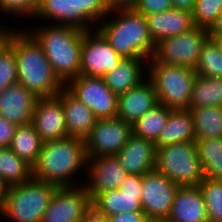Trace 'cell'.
<instances>
[{
    "label": "cell",
    "mask_w": 222,
    "mask_h": 222,
    "mask_svg": "<svg viewBox=\"0 0 222 222\" xmlns=\"http://www.w3.org/2000/svg\"><path fill=\"white\" fill-rule=\"evenodd\" d=\"M87 162L85 140L68 136L43 142L32 175L57 187L81 186L84 182H78L76 175L83 170L80 174L86 176Z\"/></svg>",
    "instance_id": "obj_1"
},
{
    "label": "cell",
    "mask_w": 222,
    "mask_h": 222,
    "mask_svg": "<svg viewBox=\"0 0 222 222\" xmlns=\"http://www.w3.org/2000/svg\"><path fill=\"white\" fill-rule=\"evenodd\" d=\"M8 45L17 61V83L37 98L56 96L65 85L55 75L42 46L25 29H15Z\"/></svg>",
    "instance_id": "obj_2"
},
{
    "label": "cell",
    "mask_w": 222,
    "mask_h": 222,
    "mask_svg": "<svg viewBox=\"0 0 222 222\" xmlns=\"http://www.w3.org/2000/svg\"><path fill=\"white\" fill-rule=\"evenodd\" d=\"M99 24L96 29L123 59L148 61L154 56L156 45L148 33L146 16L132 7L110 9Z\"/></svg>",
    "instance_id": "obj_3"
},
{
    "label": "cell",
    "mask_w": 222,
    "mask_h": 222,
    "mask_svg": "<svg viewBox=\"0 0 222 222\" xmlns=\"http://www.w3.org/2000/svg\"><path fill=\"white\" fill-rule=\"evenodd\" d=\"M35 28V29H34ZM27 31L42 46L55 75L66 85L80 75L84 30L71 25L45 24Z\"/></svg>",
    "instance_id": "obj_4"
},
{
    "label": "cell",
    "mask_w": 222,
    "mask_h": 222,
    "mask_svg": "<svg viewBox=\"0 0 222 222\" xmlns=\"http://www.w3.org/2000/svg\"><path fill=\"white\" fill-rule=\"evenodd\" d=\"M57 188L33 177L21 184L8 186L0 215L8 222H41Z\"/></svg>",
    "instance_id": "obj_5"
},
{
    "label": "cell",
    "mask_w": 222,
    "mask_h": 222,
    "mask_svg": "<svg viewBox=\"0 0 222 222\" xmlns=\"http://www.w3.org/2000/svg\"><path fill=\"white\" fill-rule=\"evenodd\" d=\"M147 78L152 82L158 103L173 110L189 109L196 72L191 67L148 60Z\"/></svg>",
    "instance_id": "obj_6"
},
{
    "label": "cell",
    "mask_w": 222,
    "mask_h": 222,
    "mask_svg": "<svg viewBox=\"0 0 222 222\" xmlns=\"http://www.w3.org/2000/svg\"><path fill=\"white\" fill-rule=\"evenodd\" d=\"M108 11L103 0H40L34 20L36 18L45 20L48 24L71 25L87 31L96 29Z\"/></svg>",
    "instance_id": "obj_7"
},
{
    "label": "cell",
    "mask_w": 222,
    "mask_h": 222,
    "mask_svg": "<svg viewBox=\"0 0 222 222\" xmlns=\"http://www.w3.org/2000/svg\"><path fill=\"white\" fill-rule=\"evenodd\" d=\"M154 169L179 186H198L205 178L196 142L156 148Z\"/></svg>",
    "instance_id": "obj_8"
},
{
    "label": "cell",
    "mask_w": 222,
    "mask_h": 222,
    "mask_svg": "<svg viewBox=\"0 0 222 222\" xmlns=\"http://www.w3.org/2000/svg\"><path fill=\"white\" fill-rule=\"evenodd\" d=\"M208 39V30L195 26L185 33L162 39L156 44L152 58L156 62L194 69Z\"/></svg>",
    "instance_id": "obj_9"
},
{
    "label": "cell",
    "mask_w": 222,
    "mask_h": 222,
    "mask_svg": "<svg viewBox=\"0 0 222 222\" xmlns=\"http://www.w3.org/2000/svg\"><path fill=\"white\" fill-rule=\"evenodd\" d=\"M65 87L91 109L97 119L117 117L118 95L106 86L103 77L79 75Z\"/></svg>",
    "instance_id": "obj_10"
},
{
    "label": "cell",
    "mask_w": 222,
    "mask_h": 222,
    "mask_svg": "<svg viewBox=\"0 0 222 222\" xmlns=\"http://www.w3.org/2000/svg\"><path fill=\"white\" fill-rule=\"evenodd\" d=\"M143 175H130L118 189L98 194L92 201V212L101 218L125 212H143L141 203Z\"/></svg>",
    "instance_id": "obj_11"
},
{
    "label": "cell",
    "mask_w": 222,
    "mask_h": 222,
    "mask_svg": "<svg viewBox=\"0 0 222 222\" xmlns=\"http://www.w3.org/2000/svg\"><path fill=\"white\" fill-rule=\"evenodd\" d=\"M91 212V199L83 185L58 187L41 222H84Z\"/></svg>",
    "instance_id": "obj_12"
},
{
    "label": "cell",
    "mask_w": 222,
    "mask_h": 222,
    "mask_svg": "<svg viewBox=\"0 0 222 222\" xmlns=\"http://www.w3.org/2000/svg\"><path fill=\"white\" fill-rule=\"evenodd\" d=\"M132 134V125L118 117L97 119L85 139L88 158L116 156Z\"/></svg>",
    "instance_id": "obj_13"
},
{
    "label": "cell",
    "mask_w": 222,
    "mask_h": 222,
    "mask_svg": "<svg viewBox=\"0 0 222 222\" xmlns=\"http://www.w3.org/2000/svg\"><path fill=\"white\" fill-rule=\"evenodd\" d=\"M179 185L157 170L143 175L142 210L150 220L165 221L170 214Z\"/></svg>",
    "instance_id": "obj_14"
},
{
    "label": "cell",
    "mask_w": 222,
    "mask_h": 222,
    "mask_svg": "<svg viewBox=\"0 0 222 222\" xmlns=\"http://www.w3.org/2000/svg\"><path fill=\"white\" fill-rule=\"evenodd\" d=\"M123 58L109 45L97 30H84L81 47L80 75L103 77L112 71Z\"/></svg>",
    "instance_id": "obj_15"
},
{
    "label": "cell",
    "mask_w": 222,
    "mask_h": 222,
    "mask_svg": "<svg viewBox=\"0 0 222 222\" xmlns=\"http://www.w3.org/2000/svg\"><path fill=\"white\" fill-rule=\"evenodd\" d=\"M127 176L117 156L88 158L83 186L92 201L98 194L118 189Z\"/></svg>",
    "instance_id": "obj_16"
},
{
    "label": "cell",
    "mask_w": 222,
    "mask_h": 222,
    "mask_svg": "<svg viewBox=\"0 0 222 222\" xmlns=\"http://www.w3.org/2000/svg\"><path fill=\"white\" fill-rule=\"evenodd\" d=\"M32 124L43 142L68 137L62 101L57 96L38 98Z\"/></svg>",
    "instance_id": "obj_17"
},
{
    "label": "cell",
    "mask_w": 222,
    "mask_h": 222,
    "mask_svg": "<svg viewBox=\"0 0 222 222\" xmlns=\"http://www.w3.org/2000/svg\"><path fill=\"white\" fill-rule=\"evenodd\" d=\"M37 100L22 84L10 85L0 92V116L17 126L31 124Z\"/></svg>",
    "instance_id": "obj_18"
},
{
    "label": "cell",
    "mask_w": 222,
    "mask_h": 222,
    "mask_svg": "<svg viewBox=\"0 0 222 222\" xmlns=\"http://www.w3.org/2000/svg\"><path fill=\"white\" fill-rule=\"evenodd\" d=\"M157 104L156 91L146 78L138 86L118 95L117 117L132 125Z\"/></svg>",
    "instance_id": "obj_19"
},
{
    "label": "cell",
    "mask_w": 222,
    "mask_h": 222,
    "mask_svg": "<svg viewBox=\"0 0 222 222\" xmlns=\"http://www.w3.org/2000/svg\"><path fill=\"white\" fill-rule=\"evenodd\" d=\"M116 156L128 174L144 175L155 168L156 147L154 142L132 133Z\"/></svg>",
    "instance_id": "obj_20"
},
{
    "label": "cell",
    "mask_w": 222,
    "mask_h": 222,
    "mask_svg": "<svg viewBox=\"0 0 222 222\" xmlns=\"http://www.w3.org/2000/svg\"><path fill=\"white\" fill-rule=\"evenodd\" d=\"M146 21L148 33L155 45L162 39L177 36L195 27L190 11L175 8L147 15Z\"/></svg>",
    "instance_id": "obj_21"
},
{
    "label": "cell",
    "mask_w": 222,
    "mask_h": 222,
    "mask_svg": "<svg viewBox=\"0 0 222 222\" xmlns=\"http://www.w3.org/2000/svg\"><path fill=\"white\" fill-rule=\"evenodd\" d=\"M56 96L62 101L68 136L85 140L91 134L97 121L93 111L66 87Z\"/></svg>",
    "instance_id": "obj_22"
},
{
    "label": "cell",
    "mask_w": 222,
    "mask_h": 222,
    "mask_svg": "<svg viewBox=\"0 0 222 222\" xmlns=\"http://www.w3.org/2000/svg\"><path fill=\"white\" fill-rule=\"evenodd\" d=\"M165 222H208L199 186H179Z\"/></svg>",
    "instance_id": "obj_23"
},
{
    "label": "cell",
    "mask_w": 222,
    "mask_h": 222,
    "mask_svg": "<svg viewBox=\"0 0 222 222\" xmlns=\"http://www.w3.org/2000/svg\"><path fill=\"white\" fill-rule=\"evenodd\" d=\"M147 66L146 59H123L116 68L107 72L103 79L113 93L120 95L138 86L147 78V71L145 72Z\"/></svg>",
    "instance_id": "obj_24"
},
{
    "label": "cell",
    "mask_w": 222,
    "mask_h": 222,
    "mask_svg": "<svg viewBox=\"0 0 222 222\" xmlns=\"http://www.w3.org/2000/svg\"><path fill=\"white\" fill-rule=\"evenodd\" d=\"M195 142L193 117L189 109L172 110L166 125L154 142L155 147Z\"/></svg>",
    "instance_id": "obj_25"
},
{
    "label": "cell",
    "mask_w": 222,
    "mask_h": 222,
    "mask_svg": "<svg viewBox=\"0 0 222 222\" xmlns=\"http://www.w3.org/2000/svg\"><path fill=\"white\" fill-rule=\"evenodd\" d=\"M194 123L195 140L222 138V107L189 108Z\"/></svg>",
    "instance_id": "obj_26"
},
{
    "label": "cell",
    "mask_w": 222,
    "mask_h": 222,
    "mask_svg": "<svg viewBox=\"0 0 222 222\" xmlns=\"http://www.w3.org/2000/svg\"><path fill=\"white\" fill-rule=\"evenodd\" d=\"M42 146L43 141L31 123L17 126L9 148L18 157L33 166L38 160Z\"/></svg>",
    "instance_id": "obj_27"
},
{
    "label": "cell",
    "mask_w": 222,
    "mask_h": 222,
    "mask_svg": "<svg viewBox=\"0 0 222 222\" xmlns=\"http://www.w3.org/2000/svg\"><path fill=\"white\" fill-rule=\"evenodd\" d=\"M212 106L222 107V78L197 75L189 108Z\"/></svg>",
    "instance_id": "obj_28"
},
{
    "label": "cell",
    "mask_w": 222,
    "mask_h": 222,
    "mask_svg": "<svg viewBox=\"0 0 222 222\" xmlns=\"http://www.w3.org/2000/svg\"><path fill=\"white\" fill-rule=\"evenodd\" d=\"M0 176L7 186L29 181L32 166L18 157L9 147L0 148Z\"/></svg>",
    "instance_id": "obj_29"
},
{
    "label": "cell",
    "mask_w": 222,
    "mask_h": 222,
    "mask_svg": "<svg viewBox=\"0 0 222 222\" xmlns=\"http://www.w3.org/2000/svg\"><path fill=\"white\" fill-rule=\"evenodd\" d=\"M195 142L205 178L222 181V138Z\"/></svg>",
    "instance_id": "obj_30"
},
{
    "label": "cell",
    "mask_w": 222,
    "mask_h": 222,
    "mask_svg": "<svg viewBox=\"0 0 222 222\" xmlns=\"http://www.w3.org/2000/svg\"><path fill=\"white\" fill-rule=\"evenodd\" d=\"M173 109L158 103L148 110L139 120L132 124V133L135 136L155 142L167 123Z\"/></svg>",
    "instance_id": "obj_31"
},
{
    "label": "cell",
    "mask_w": 222,
    "mask_h": 222,
    "mask_svg": "<svg viewBox=\"0 0 222 222\" xmlns=\"http://www.w3.org/2000/svg\"><path fill=\"white\" fill-rule=\"evenodd\" d=\"M198 186L205 202L208 222H222V181L204 178Z\"/></svg>",
    "instance_id": "obj_32"
},
{
    "label": "cell",
    "mask_w": 222,
    "mask_h": 222,
    "mask_svg": "<svg viewBox=\"0 0 222 222\" xmlns=\"http://www.w3.org/2000/svg\"><path fill=\"white\" fill-rule=\"evenodd\" d=\"M194 71L200 76L222 78V55L211 39L203 45Z\"/></svg>",
    "instance_id": "obj_33"
},
{
    "label": "cell",
    "mask_w": 222,
    "mask_h": 222,
    "mask_svg": "<svg viewBox=\"0 0 222 222\" xmlns=\"http://www.w3.org/2000/svg\"><path fill=\"white\" fill-rule=\"evenodd\" d=\"M191 13L195 26L209 30L222 13V0H196Z\"/></svg>",
    "instance_id": "obj_34"
},
{
    "label": "cell",
    "mask_w": 222,
    "mask_h": 222,
    "mask_svg": "<svg viewBox=\"0 0 222 222\" xmlns=\"http://www.w3.org/2000/svg\"><path fill=\"white\" fill-rule=\"evenodd\" d=\"M39 5L40 0H0V12L3 15H11L10 17H20L22 20H33L32 18L36 16Z\"/></svg>",
    "instance_id": "obj_35"
},
{
    "label": "cell",
    "mask_w": 222,
    "mask_h": 222,
    "mask_svg": "<svg viewBox=\"0 0 222 222\" xmlns=\"http://www.w3.org/2000/svg\"><path fill=\"white\" fill-rule=\"evenodd\" d=\"M17 61L13 49L7 44L0 51V92L17 83Z\"/></svg>",
    "instance_id": "obj_36"
},
{
    "label": "cell",
    "mask_w": 222,
    "mask_h": 222,
    "mask_svg": "<svg viewBox=\"0 0 222 222\" xmlns=\"http://www.w3.org/2000/svg\"><path fill=\"white\" fill-rule=\"evenodd\" d=\"M132 8L145 16L173 8L171 0H136Z\"/></svg>",
    "instance_id": "obj_37"
},
{
    "label": "cell",
    "mask_w": 222,
    "mask_h": 222,
    "mask_svg": "<svg viewBox=\"0 0 222 222\" xmlns=\"http://www.w3.org/2000/svg\"><path fill=\"white\" fill-rule=\"evenodd\" d=\"M16 128L17 125L0 116V148L10 146Z\"/></svg>",
    "instance_id": "obj_38"
},
{
    "label": "cell",
    "mask_w": 222,
    "mask_h": 222,
    "mask_svg": "<svg viewBox=\"0 0 222 222\" xmlns=\"http://www.w3.org/2000/svg\"><path fill=\"white\" fill-rule=\"evenodd\" d=\"M108 222H150L144 212L118 213L106 218Z\"/></svg>",
    "instance_id": "obj_39"
},
{
    "label": "cell",
    "mask_w": 222,
    "mask_h": 222,
    "mask_svg": "<svg viewBox=\"0 0 222 222\" xmlns=\"http://www.w3.org/2000/svg\"><path fill=\"white\" fill-rule=\"evenodd\" d=\"M4 25L5 26H2L0 24V51L3 50L4 47L8 44L10 36L14 32V30L16 28H19V27L12 28L13 26L10 27L8 24H7L8 27L6 26V24Z\"/></svg>",
    "instance_id": "obj_40"
},
{
    "label": "cell",
    "mask_w": 222,
    "mask_h": 222,
    "mask_svg": "<svg viewBox=\"0 0 222 222\" xmlns=\"http://www.w3.org/2000/svg\"><path fill=\"white\" fill-rule=\"evenodd\" d=\"M110 9L132 7L136 0H103Z\"/></svg>",
    "instance_id": "obj_41"
},
{
    "label": "cell",
    "mask_w": 222,
    "mask_h": 222,
    "mask_svg": "<svg viewBox=\"0 0 222 222\" xmlns=\"http://www.w3.org/2000/svg\"><path fill=\"white\" fill-rule=\"evenodd\" d=\"M173 8L183 9L192 12L195 6L196 0H171Z\"/></svg>",
    "instance_id": "obj_42"
},
{
    "label": "cell",
    "mask_w": 222,
    "mask_h": 222,
    "mask_svg": "<svg viewBox=\"0 0 222 222\" xmlns=\"http://www.w3.org/2000/svg\"><path fill=\"white\" fill-rule=\"evenodd\" d=\"M209 37H222V13L217 17L215 23L208 30Z\"/></svg>",
    "instance_id": "obj_43"
},
{
    "label": "cell",
    "mask_w": 222,
    "mask_h": 222,
    "mask_svg": "<svg viewBox=\"0 0 222 222\" xmlns=\"http://www.w3.org/2000/svg\"><path fill=\"white\" fill-rule=\"evenodd\" d=\"M7 189V184L3 181L0 176V207L2 206L3 200L5 199V196L7 194Z\"/></svg>",
    "instance_id": "obj_44"
},
{
    "label": "cell",
    "mask_w": 222,
    "mask_h": 222,
    "mask_svg": "<svg viewBox=\"0 0 222 222\" xmlns=\"http://www.w3.org/2000/svg\"><path fill=\"white\" fill-rule=\"evenodd\" d=\"M84 222H108L105 218H101L98 217L97 215H95L93 212H91L86 219L84 220Z\"/></svg>",
    "instance_id": "obj_45"
},
{
    "label": "cell",
    "mask_w": 222,
    "mask_h": 222,
    "mask_svg": "<svg viewBox=\"0 0 222 222\" xmlns=\"http://www.w3.org/2000/svg\"><path fill=\"white\" fill-rule=\"evenodd\" d=\"M219 49L220 54L222 55V37H209Z\"/></svg>",
    "instance_id": "obj_46"
},
{
    "label": "cell",
    "mask_w": 222,
    "mask_h": 222,
    "mask_svg": "<svg viewBox=\"0 0 222 222\" xmlns=\"http://www.w3.org/2000/svg\"><path fill=\"white\" fill-rule=\"evenodd\" d=\"M150 222H165V221H154V220H151Z\"/></svg>",
    "instance_id": "obj_47"
}]
</instances>
